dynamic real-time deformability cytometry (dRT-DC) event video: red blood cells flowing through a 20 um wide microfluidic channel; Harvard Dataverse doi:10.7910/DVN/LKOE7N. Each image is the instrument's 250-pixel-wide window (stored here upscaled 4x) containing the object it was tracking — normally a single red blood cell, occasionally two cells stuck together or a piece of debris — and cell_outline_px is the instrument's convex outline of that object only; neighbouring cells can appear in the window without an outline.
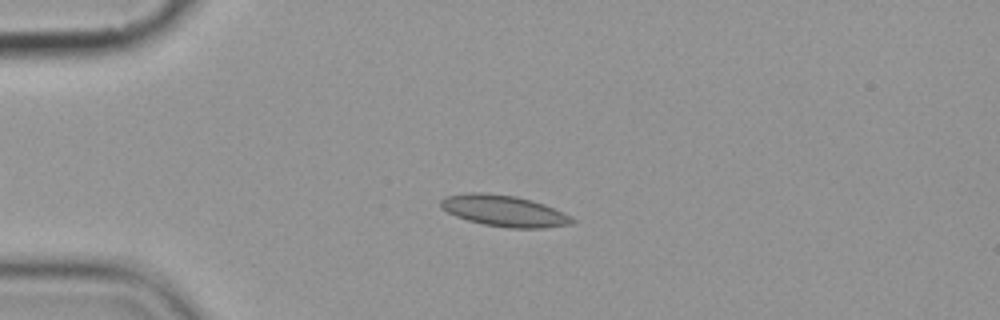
{"species": "common noctule bat (a hibernating species)", "species_latin": "Nyctalus noctula", "temperature_condition": "cold", "stored_images_in_passage": 5, "camera_frame_rate_fps": 3000, "um_per_image_px": 0.085, "animal": {"sex": "female", "body_mass_g": 19.9}, "frame": {"image": 1, "passage_image": 3, "time_ms": 2.333, "image_size_px": [1000, 320], "cell_outline_px": [[576, 220], [572, 224], [544, 228], [508, 228], [484, 224], [468, 220], [456, 216], [440, 208], [440, 200], [444, 196], [468, 192], [480, 192], [516, 196], [532, 200], [544, 204], [564, 212]], "centroid_in_image_um": [42.84, 17.92], "position_along_channel_um": 42.2, "area_um2": 24.04}}
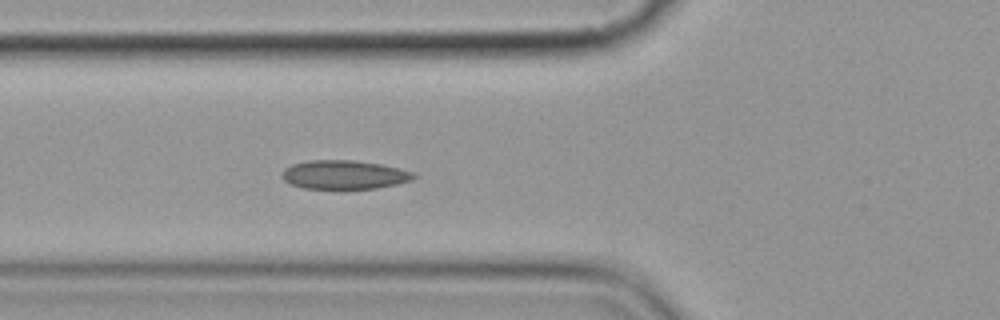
{"frame": {"image": 2, "passage_image": 5, "time_ms": 4.667, "image_size_px": [1000, 320], "cell_outline_px": [[420, 176], [412, 180], [396, 184], [376, 188], [304, 188], [292, 184], [284, 180], [280, 176], [284, 168], [292, 164], [308, 160], [356, 160], [380, 164], [400, 168], [416, 172]], "centroid_in_image_um": [29.3, 14.83], "position_along_channel_um": 96.5, "area_um2": 22.25}}